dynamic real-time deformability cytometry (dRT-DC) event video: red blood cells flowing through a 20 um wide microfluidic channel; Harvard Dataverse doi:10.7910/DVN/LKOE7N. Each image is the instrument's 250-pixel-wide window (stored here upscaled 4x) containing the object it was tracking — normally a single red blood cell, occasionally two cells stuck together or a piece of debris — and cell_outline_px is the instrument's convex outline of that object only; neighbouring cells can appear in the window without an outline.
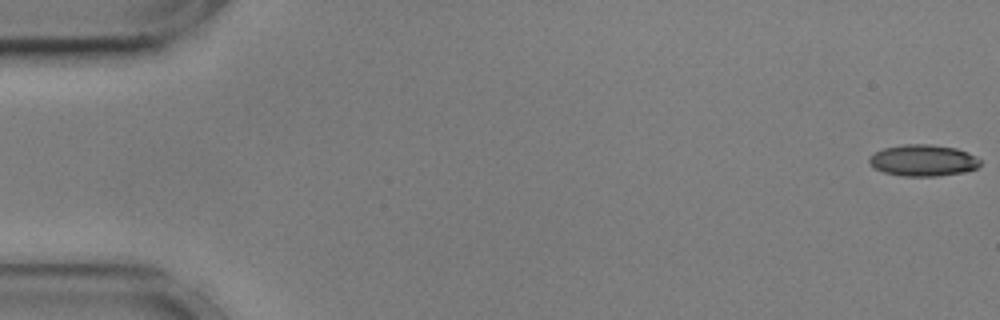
{"species": "common noctule bat (a hibernating species)", "species_latin": "Nyctalus noctula", "temperature_condition": "cold", "stored_images_in_passage": 22, "camera_frame_rate_fps": 3000, "um_per_image_px": 0.085, "animal": {"sex": "male", "body_mass_g": 17.9, "forearm_length_mm": 54.2}, "frame": {"image": 1, "passage_image": 1, "time_ms": 0.0, "image_size_px": [1000, 320], "cell_outline_px": [[980, 164], [976, 168], [964, 172], [936, 176], [904, 176], [884, 172], [876, 168], [868, 160], [868, 156], [884, 148], [904, 144], [928, 144], [956, 148], [968, 152], [980, 160]], "centroid_in_image_um": [78.47, 13.63], "position_along_channel_um": 6.5, "area_um2": 20.17}}
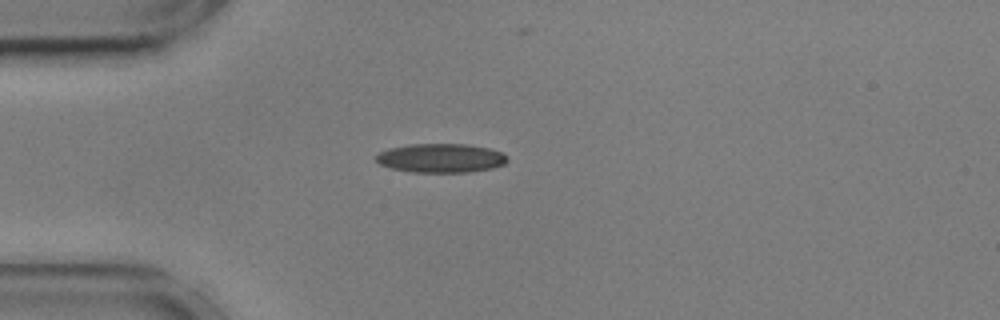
{"frame": {"image": 2, "passage_image": 15, "time_ms": 4.667, "image_size_px": [1000, 320], "cell_outline_px": [[508, 160], [504, 164], [492, 168], [468, 172], [412, 172], [392, 168], [380, 164], [376, 160], [376, 156], [380, 152], [388, 148], [408, 144], [468, 144], [488, 148], [500, 152], [508, 156]], "centroid_in_image_um": [37.48, 13.43], "position_along_channel_um": 47.5, "area_um2": 22.14}}